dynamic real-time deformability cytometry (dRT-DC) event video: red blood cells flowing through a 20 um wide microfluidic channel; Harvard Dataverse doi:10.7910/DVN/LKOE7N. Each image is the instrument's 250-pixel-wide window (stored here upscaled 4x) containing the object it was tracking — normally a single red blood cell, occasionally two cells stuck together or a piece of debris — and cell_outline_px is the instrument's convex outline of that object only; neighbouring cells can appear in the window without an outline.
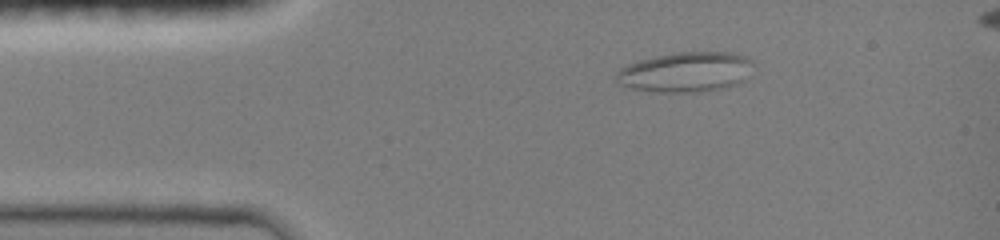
{"species": "common noctule bat (a hibernating species)", "species_latin": "Nyctalus noctula", "temperature_condition": "room temperature", "stored_images_in_passage": 50, "camera_frame_rate_fps": 3000, "um_per_image_px": 0.085, "animal": {"sex": "female", "body_mass_g": 19.0, "forearm_length_mm": 51.5}, "frame": {"image": 1, "passage_image": 8, "time_ms": 2.333, "image_size_px": [1000, 240], "cell_outline_px": [[752, 64], [748, 80], [740, 84], [728, 88], [700, 92], [652, 92], [624, 88], [616, 80], [616, 72], [620, 68], [628, 64], [656, 56], [680, 52], [728, 52], [744, 56], [752, 60]], "centroid_in_image_um": [58.31, 6.15], "position_along_channel_um": 26.7, "area_um2": 32.48}}
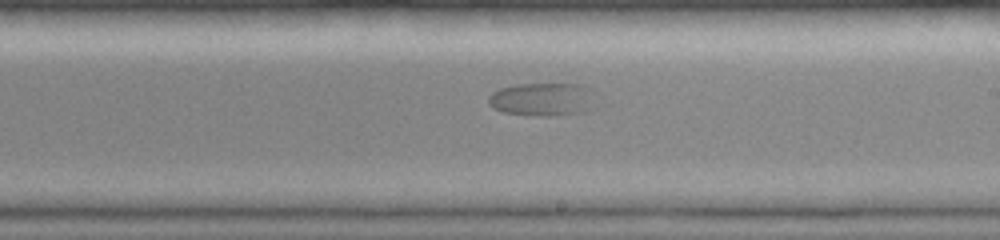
{"frame": {"image": 2, "passage_image": 29, "time_ms": 9.333, "image_size_px": [1000, 240], "cell_outline_px": [[588, 108], [584, 112], [552, 116], [540, 116], [504, 112], [492, 108], [488, 104], [488, 96], [492, 92], [500, 88], [516, 84], [580, 84], [588, 88]], "centroid_in_image_um": [45.95, 8.44], "position_along_channel_um": 243.0, "area_um2": 20.17}}
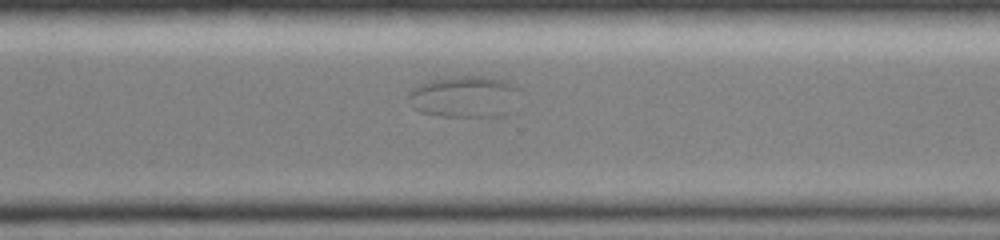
{"frame": {"image": 3, "passage_image": 36, "time_ms": 11.667, "image_size_px": [1000, 240], "cell_outline_px": [[520, 88], [508, 112], [504, 116], [440, 116], [420, 112], [412, 108], [408, 96], [408, 92], [412, 88], [420, 84], [432, 80], [452, 76], [492, 76], [504, 80]], "centroid_in_image_um": [39.44, 8.2], "position_along_channel_um": 331.2, "area_um2": 26.99}}